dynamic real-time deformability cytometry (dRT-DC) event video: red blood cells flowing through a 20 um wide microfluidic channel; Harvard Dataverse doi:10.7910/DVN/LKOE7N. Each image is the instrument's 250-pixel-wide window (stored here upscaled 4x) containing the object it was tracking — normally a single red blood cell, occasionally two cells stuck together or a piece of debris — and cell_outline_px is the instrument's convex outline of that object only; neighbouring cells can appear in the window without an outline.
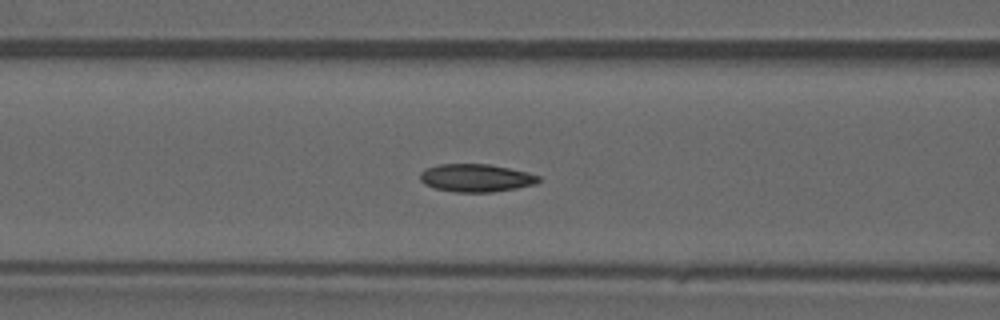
{"species": "common noctule bat (a hibernating species)", "species_latin": "Nyctalus noctula", "temperature_condition": "warm", "stored_images_in_passage": 39, "camera_frame_rate_fps": 3000, "um_per_image_px": 0.085, "animal": {"sex": "male", "forearm_length_mm": 52.5}, "frame": {"image": 1, "passage_image": 12, "time_ms": 3.667, "image_size_px": [1000, 320], "cell_outline_px": [[540, 180], [536, 184], [516, 188], [492, 192], [456, 192], [436, 188], [424, 184], [420, 180], [420, 172], [424, 168], [436, 164], [488, 164], [528, 172], [540, 176]], "centroid_in_image_um": [40.44, 15.12], "position_along_channel_um": 126.2, "area_um2": 19.31}}